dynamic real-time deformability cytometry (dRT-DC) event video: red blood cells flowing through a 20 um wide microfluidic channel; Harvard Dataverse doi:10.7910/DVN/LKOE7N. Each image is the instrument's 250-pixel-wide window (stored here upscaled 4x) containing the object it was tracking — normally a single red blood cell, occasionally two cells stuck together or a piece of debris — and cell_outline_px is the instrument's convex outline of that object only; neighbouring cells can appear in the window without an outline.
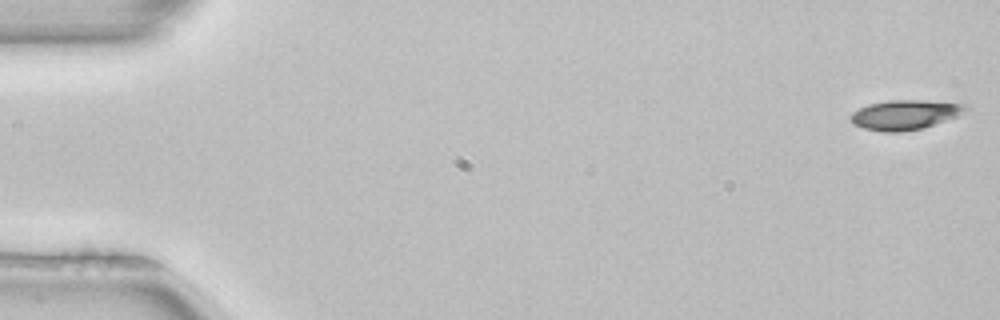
{"species": "common noctule bat (a hibernating species)", "species_latin": "Nyctalus noctula", "temperature_condition": "room temperature", "stored_images_in_passage": 5, "camera_frame_rate_fps": 3000, "um_per_image_px": 0.085, "animal": {"sex": "female", "body_mass_g": 22.7, "forearm_length_mm": 54.2}, "frame": {"image": 1, "passage_image": 1, "time_ms": 0.0, "image_size_px": [1000, 320], "cell_outline_px": [[972, 108], [956, 116], [924, 128], [896, 132], [884, 132], [864, 128], [852, 124], [848, 116], [852, 112], [868, 104], [888, 100], [924, 100], [964, 104]], "centroid_in_image_um": [76.89, 9.75], "position_along_channel_um": 8.1, "area_um2": 19.94}}
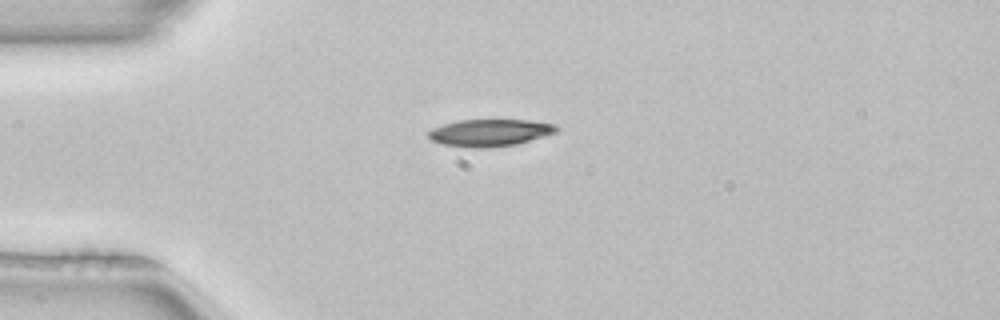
{"frame": {"image": 2, "passage_image": 4, "time_ms": 1.0, "image_size_px": [1000, 320], "cell_outline_px": [[560, 128], [556, 132], [544, 136], [516, 144], [488, 148], [468, 148], [444, 144], [432, 140], [428, 136], [428, 132], [432, 128], [444, 124], [460, 120], [528, 120], [556, 124]], "centroid_in_image_um": [41.65, 11.28], "position_along_channel_um": 43.3, "area_um2": 20.17}}
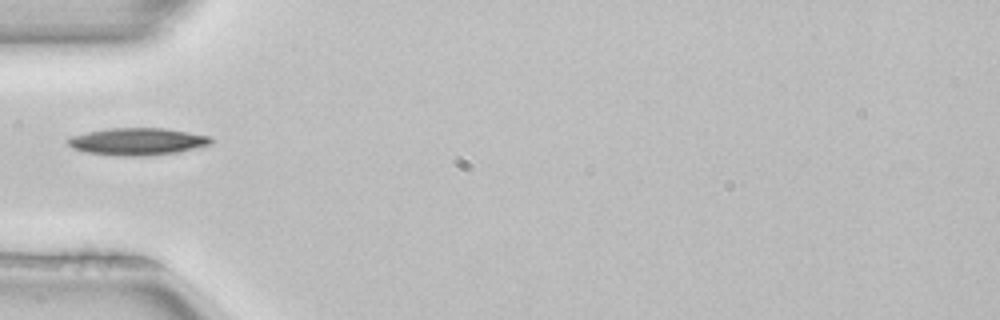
{"frame": {"image": 3, "passage_image": 5, "time_ms": 1.333, "image_size_px": [1000, 320], "cell_outline_px": [[212, 144], [176, 152], [144, 156], [116, 156], [88, 152], [72, 148], [68, 144], [68, 140], [72, 136], [88, 132], [112, 128], [164, 128], [188, 132], [208, 136], [212, 140]], "centroid_in_image_um": [11.68, 12.03], "position_along_channel_um": 73.3, "area_um2": 22.37}}